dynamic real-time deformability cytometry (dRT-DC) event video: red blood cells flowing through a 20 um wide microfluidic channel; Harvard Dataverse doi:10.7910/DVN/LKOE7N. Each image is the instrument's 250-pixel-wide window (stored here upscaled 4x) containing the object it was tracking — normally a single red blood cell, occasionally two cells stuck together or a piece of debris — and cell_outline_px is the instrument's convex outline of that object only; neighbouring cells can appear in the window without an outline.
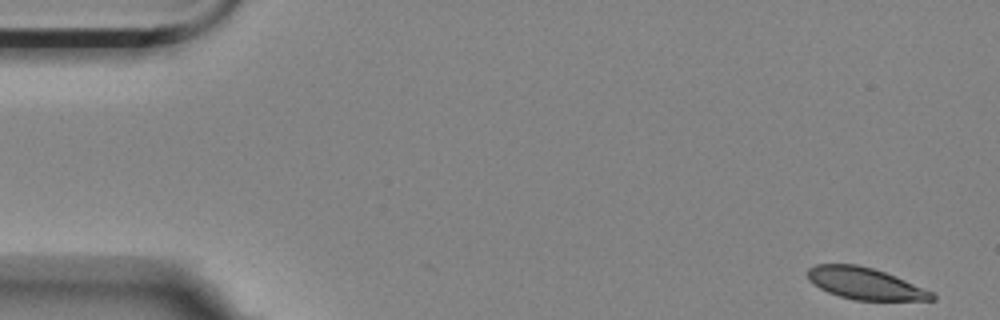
{"species": "Egyptian fruit bat (a non-hibernating species)", "species_latin": "Rousettus aegyptiacus", "temperature_condition": "room temperature", "stored_images_in_passage": 57, "camera_frame_rate_fps": 3000, "um_per_image_px": 0.085, "animal": {"sex": "female"}, "frame": {"image": 1, "passage_image": 1, "time_ms": 0.0, "image_size_px": [1000, 320], "cell_outline_px": [[936, 300], [856, 300], [840, 296], [828, 292], [820, 288], [808, 280], [808, 268], [816, 264], [856, 264], [872, 268], [896, 276], [932, 292], [936, 296]], "centroid_in_image_um": [73.52, 24.09], "position_along_channel_um": 11.5, "area_um2": 22.77}}
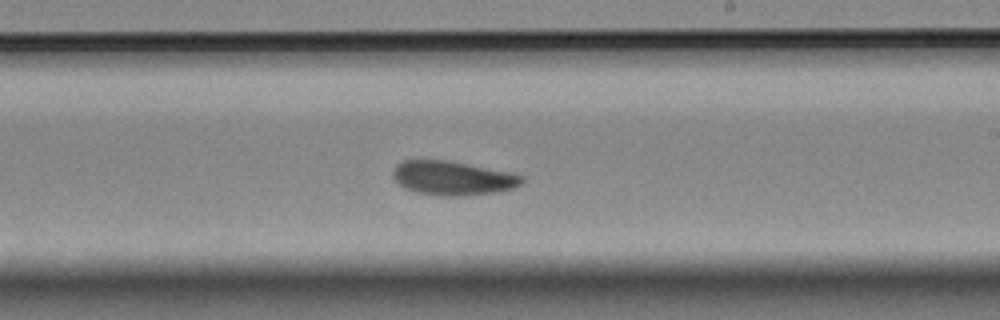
{"frame": {"image": 2, "passage_image": 32, "time_ms": 10.333, "image_size_px": [1000, 320], "cell_outline_px": [[524, 180], [516, 188], [496, 192], [464, 196], [440, 196], [416, 192], [404, 188], [392, 176], [392, 172], [396, 164], [404, 160], [448, 160], [508, 172], [524, 176]], "centroid_in_image_um": [38.47, 15.14], "position_along_channel_um": 250.5, "area_um2": 25.66}}
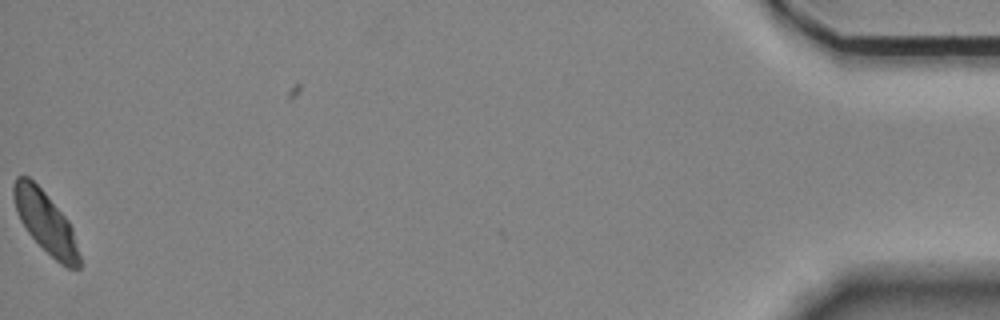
{"frame": {"image": 3, "passage_image": 56, "time_ms": 18.333, "image_size_px": [1000, 320], "cell_outline_px": [[80, 268], [68, 268], [60, 264], [28, 232], [20, 220], [16, 208], [12, 192], [12, 188], [16, 176], [28, 176], [44, 192], [68, 220], [72, 228], [80, 256]], "centroid_in_image_um": [3.87, 18.88], "position_along_channel_um": 431.3, "area_um2": 23.0}, "authors_computed_cell_mechanics": {"area_um2": 24.7962, "velocity_mm_per_s": 3.4728, "shape_relaxation_time_tau1_ms": 5.5233, "shape_relaxation_time_tau2_ms": 5.3033, "deformation_change_tau1": 0.1206, "deformation_change_tau2": 0.0825}}